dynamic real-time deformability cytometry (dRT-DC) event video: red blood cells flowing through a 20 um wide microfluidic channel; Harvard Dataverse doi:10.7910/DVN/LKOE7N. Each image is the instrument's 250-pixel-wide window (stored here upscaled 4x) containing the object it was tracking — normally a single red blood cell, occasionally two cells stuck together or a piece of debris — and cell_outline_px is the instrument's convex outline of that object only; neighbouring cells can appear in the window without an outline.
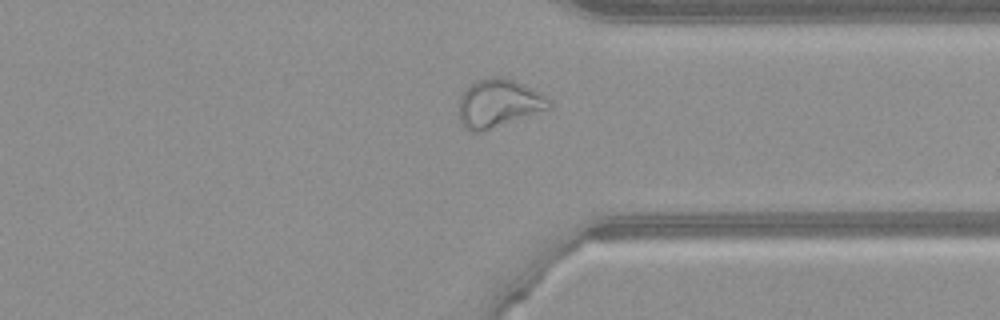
{"species": "common noctule bat (a hibernating species)", "species_latin": "Nyctalus noctula", "temperature_condition": "warm", "stored_images_in_passage": 52, "camera_frame_rate_fps": 3000, "um_per_image_px": 0.085, "animal": {"sex": "female", "body_mass_g": 21.9}, "frame": {"image": 1, "passage_image": 39, "time_ms": 12.667, "image_size_px": [1000, 320], "cell_outline_px": [[552, 104], [548, 108], [480, 132], [472, 132], [464, 128], [460, 124], [460, 96], [468, 84], [476, 80], [496, 76], [500, 76], [516, 80], [540, 92]], "centroid_in_image_um": [42.32, 8.75], "position_along_channel_um": 369.1, "area_um2": 24.97}}
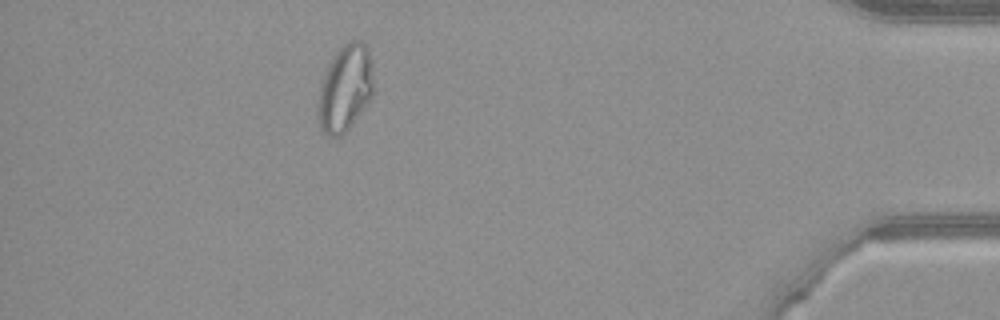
{"frame": {"image": 2, "passage_image": 46, "time_ms": 15.0, "image_size_px": [1000, 320], "cell_outline_px": [[372, 96], [348, 128], [340, 136], [328, 136], [320, 132], [316, 116], [316, 104], [320, 80], [328, 64], [336, 52], [348, 40], [360, 40], [368, 44], [372, 64]], "centroid_in_image_um": [29.28, 7.49], "position_along_channel_um": 405.9, "area_um2": 28.55}}